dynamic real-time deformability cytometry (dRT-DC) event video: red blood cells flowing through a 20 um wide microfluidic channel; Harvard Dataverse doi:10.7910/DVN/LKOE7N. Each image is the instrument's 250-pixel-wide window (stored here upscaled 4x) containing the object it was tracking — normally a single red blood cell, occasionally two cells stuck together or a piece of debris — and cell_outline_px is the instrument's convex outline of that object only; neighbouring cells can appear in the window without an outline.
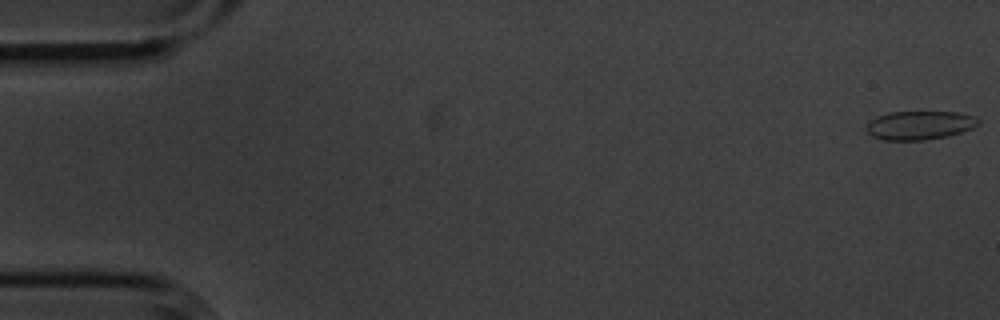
{"species": "common noctule bat (a hibernating species)", "species_latin": "Nyctalus noctula", "temperature_condition": "cold", "stored_images_in_passage": 55, "camera_frame_rate_fps": 3000, "um_per_image_px": 0.085, "animal": {"sex": "male", "body_mass_g": 20.1, "forearm_length_mm": 53.5}, "frame": {"image": 1, "passage_image": 1, "time_ms": 0.0, "image_size_px": [1000, 320], "cell_outline_px": [[980, 124], [964, 132], [948, 136], [924, 140], [884, 140], [872, 136], [868, 132], [868, 124], [876, 116], [888, 112], [960, 112], [972, 116], [980, 120]], "centroid_in_image_um": [78.21, 10.65], "position_along_channel_um": 6.8, "area_um2": 18.73}}
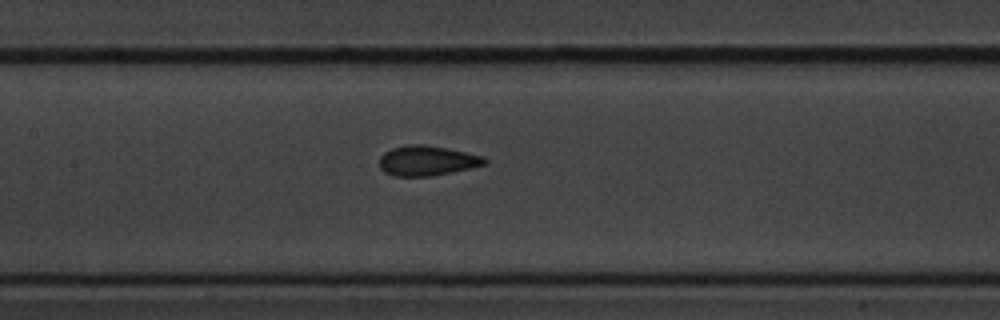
{"frame": {"image": 2, "passage_image": 26, "time_ms": 8.333, "image_size_px": [1000, 320], "cell_outline_px": [[488, 164], [472, 168], [428, 176], [392, 176], [384, 172], [380, 168], [380, 156], [384, 152], [392, 148], [408, 144], [424, 144], [448, 148], [484, 156], [488, 160]], "centroid_in_image_um": [36.32, 13.65], "position_along_channel_um": 171.1, "area_um2": 18.55}}
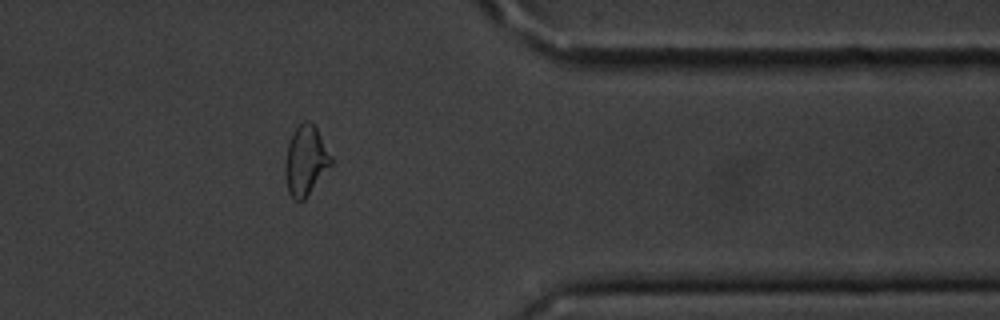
{"frame": {"image": 3, "passage_image": 45, "time_ms": 14.667, "image_size_px": [1000, 320], "cell_outline_px": [[332, 164], [304, 200], [296, 200], [288, 192], [284, 172], [284, 160], [288, 144], [296, 128], [304, 120], [308, 120], [316, 128], [332, 156]], "centroid_in_image_um": [25.97, 13.65], "position_along_channel_um": 385.4, "area_um2": 18.5}, "authors_computed_cell_mechanics": {"area_um2": 18.6694, "velocity_mm_per_s": 3.6171, "shape_relaxation_time_tau1_ms": 4.7504, "shape_relaxation_time_tau2_ms": 1.7264, "deformation_change_tau1": 0.0955, "deformation_change_tau2": 0.0758}}